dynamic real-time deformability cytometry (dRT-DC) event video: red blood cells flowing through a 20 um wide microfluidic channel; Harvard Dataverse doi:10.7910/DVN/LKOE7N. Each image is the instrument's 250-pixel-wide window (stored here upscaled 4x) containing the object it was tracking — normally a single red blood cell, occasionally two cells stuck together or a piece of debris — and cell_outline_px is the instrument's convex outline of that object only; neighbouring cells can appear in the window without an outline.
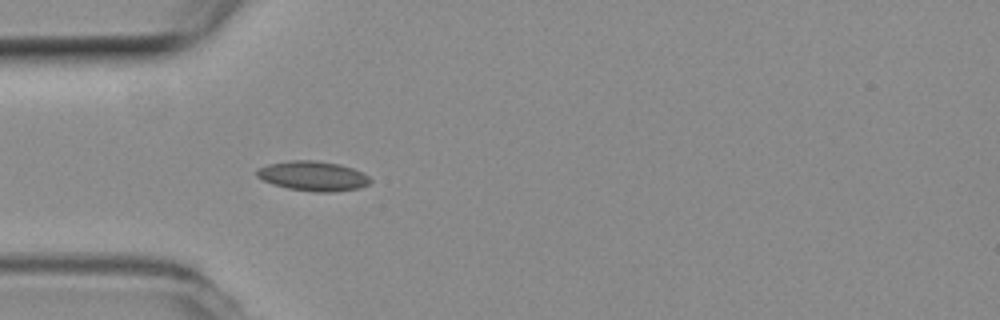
{"species": "common noctule bat (a hibernating species)", "species_latin": "Nyctalus noctula", "temperature_condition": "room temperature", "stored_images_in_passage": 39, "camera_frame_rate_fps": 3000, "um_per_image_px": 0.085, "animal": {"sex": "female", "body_mass_g": 19.3, "forearm_length_mm": 54.1}, "frame": {"image": 1, "passage_image": 1, "time_ms": 0.0, "image_size_px": [1000, 320], "cell_outline_px": [[372, 180], [368, 184], [360, 188], [332, 192], [316, 192], [288, 188], [272, 184], [256, 176], [256, 168], [268, 164], [288, 160], [316, 160], [340, 164], [364, 172]], "centroid_in_image_um": [26.6, 14.95], "position_along_channel_um": 58.4, "area_um2": 19.83}}
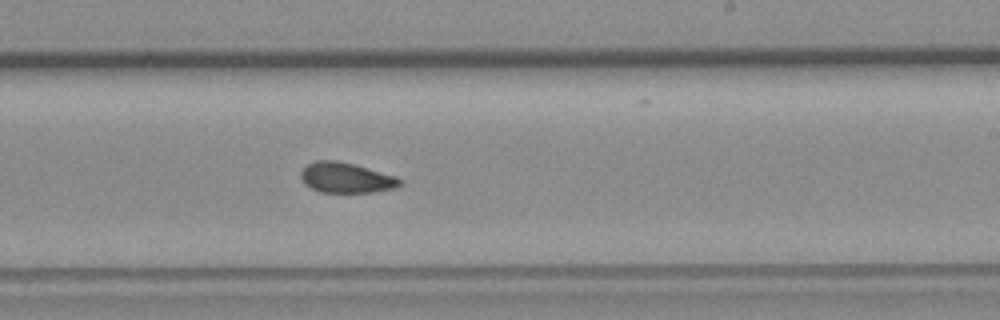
{"frame": {"image": 2, "passage_image": 17, "time_ms": 5.333, "image_size_px": [1000, 320], "cell_outline_px": [[404, 180], [396, 188], [372, 192], [320, 192], [304, 184], [300, 176], [300, 172], [308, 164], [316, 160], [336, 160], [352, 164], [396, 176]], "centroid_in_image_um": [29.42, 15.11], "position_along_channel_um": 259.6, "area_um2": 17.4}}
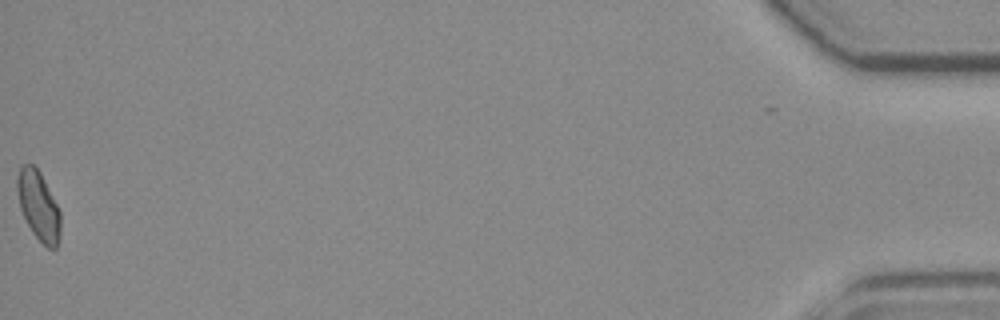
{"frame": {"image": 3, "passage_image": 39, "time_ms": 12.667, "image_size_px": [1000, 320], "cell_outline_px": [[60, 236], [56, 248], [48, 248], [32, 232], [20, 208], [16, 188], [16, 180], [20, 168], [24, 164], [32, 164], [40, 172], [60, 212]], "centroid_in_image_um": [3.26, 17.49], "position_along_channel_um": 431.9, "area_um2": 17.11}, "authors_computed_cell_mechanics": {"area_um2": 17.3978, "velocity_mm_per_s": 3.8157, "shape_relaxation_time_tau1_ms": null, "shape_relaxation_time_tau2_ms": 3.1702, "deformation_change_tau1": null, "deformation_change_tau2": 0.0611}}